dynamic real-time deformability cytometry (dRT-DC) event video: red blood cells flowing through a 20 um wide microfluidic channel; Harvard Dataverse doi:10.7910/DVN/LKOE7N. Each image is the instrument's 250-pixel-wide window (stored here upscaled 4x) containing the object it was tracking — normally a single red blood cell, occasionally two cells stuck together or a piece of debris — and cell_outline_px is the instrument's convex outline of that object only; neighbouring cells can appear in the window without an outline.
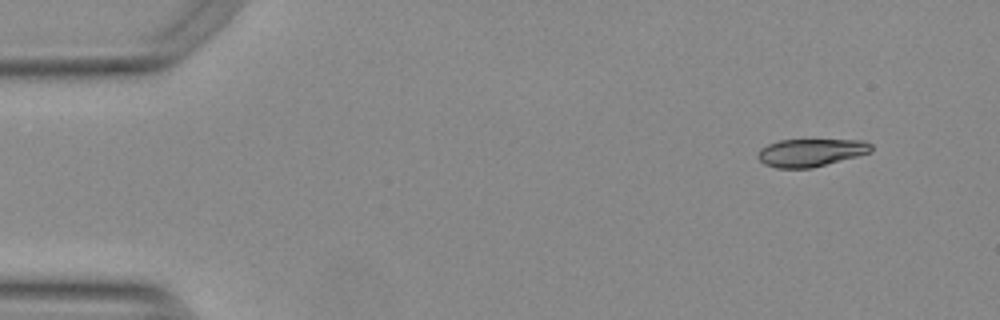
{"species": "Egyptian fruit bat (a non-hibernating species)", "species_latin": "Rousettus aegyptiacus", "temperature_condition": "warm", "stored_images_in_passage": 5, "camera_frame_rate_fps": 3000, "um_per_image_px": 0.085, "animal": {"sex": "female"}, "frame": {"image": 1, "passage_image": 1, "time_ms": 0.0, "image_size_px": [1000, 320], "cell_outline_px": [[872, 152], [812, 168], [776, 168], [764, 164], [756, 156], [760, 148], [768, 144], [780, 140], [860, 140], [872, 144]], "centroid_in_image_um": [68.89, 12.97], "position_along_channel_um": 16.1, "area_um2": 18.32}}